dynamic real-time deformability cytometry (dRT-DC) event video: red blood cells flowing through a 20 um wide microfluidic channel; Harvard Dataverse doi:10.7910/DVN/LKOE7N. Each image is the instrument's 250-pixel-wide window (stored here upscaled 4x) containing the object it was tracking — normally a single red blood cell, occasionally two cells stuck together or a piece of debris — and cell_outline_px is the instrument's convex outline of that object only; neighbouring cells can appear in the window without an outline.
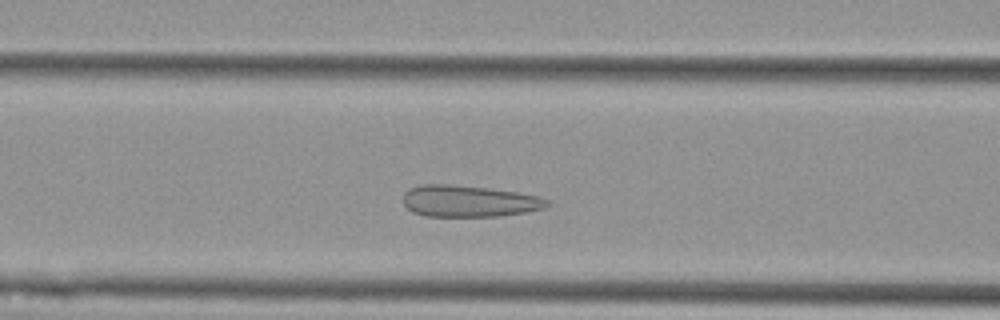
{"species": "Egyptian fruit bat (a non-hibernating species)", "species_latin": "Rousettus aegyptiacus", "temperature_condition": "cold", "stored_images_in_passage": 46, "camera_frame_rate_fps": 3000, "um_per_image_px": 0.085, "animal": {"sex": "female"}, "frame": {"image": 1, "passage_image": 13, "time_ms": 4.0, "image_size_px": [1000, 320], "cell_outline_px": [[552, 200], [544, 208], [528, 212], [500, 216], [424, 216], [412, 212], [404, 204], [404, 192], [408, 188], [424, 184], [444, 184], [488, 188], [516, 192], [540, 196]], "centroid_in_image_um": [39.88, 17.1], "position_along_channel_um": 126.7, "area_um2": 26.59}}
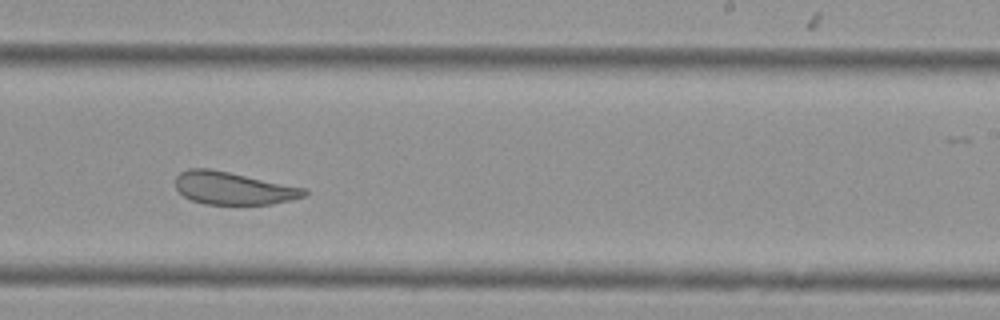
{"frame": {"image": 2, "passage_image": 25, "time_ms": 8.0, "image_size_px": [1000, 320], "cell_outline_px": [[308, 192], [304, 196], [292, 200], [268, 204], [204, 204], [192, 200], [184, 196], [176, 188], [176, 176], [180, 172], [188, 168], [208, 168], [228, 172], [304, 188]], "centroid_in_image_um": [19.79, 16.0], "position_along_channel_um": 269.2, "area_um2": 24.16}}
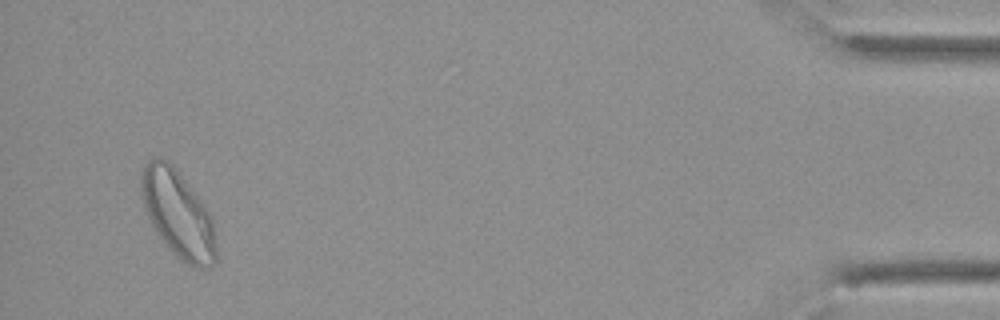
{"frame": {"image": 3, "passage_image": 44, "time_ms": 14.333, "image_size_px": [1000, 320], "cell_outline_px": [[216, 264], [208, 268], [196, 268], [188, 264], [168, 248], [156, 232], [144, 208], [140, 192], [140, 176], [144, 164], [148, 160], [160, 156], [168, 160], [180, 172], [204, 204], [212, 220], [216, 240]], "centroid_in_image_um": [15.11, 18.15], "position_along_channel_um": 420.1, "area_um2": 38.32}, "authors_computed_cell_mechanics": {"area_um2": 28.5821, "velocity_mm_per_s": 3.5788, "shape_relaxation_time_tau1_ms": null, "shape_relaxation_time_tau2_ms": 1.0767, "deformation_change_tau1": null, "deformation_change_tau2": 0.0544}}